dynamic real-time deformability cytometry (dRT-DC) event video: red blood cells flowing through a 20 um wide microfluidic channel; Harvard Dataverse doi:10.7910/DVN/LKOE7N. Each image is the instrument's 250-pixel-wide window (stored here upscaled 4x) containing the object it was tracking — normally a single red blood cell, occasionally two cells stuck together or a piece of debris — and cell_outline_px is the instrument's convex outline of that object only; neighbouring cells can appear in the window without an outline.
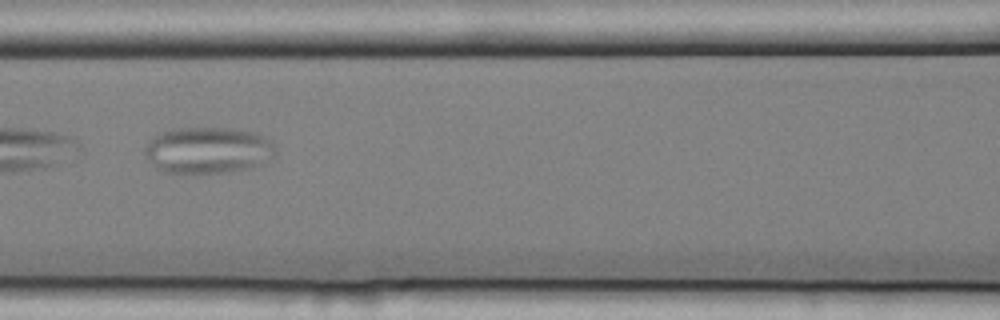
{"species": "common noctule bat (a hibernating species)", "species_latin": "Nyctalus noctula", "temperature_condition": "cold", "stored_images_in_passage": 9, "camera_frame_rate_fps": 3000, "um_per_image_px": 0.085, "animal": {"sex": "female", "body_mass_g": 25.1}, "frame": {"image": 1, "passage_image": 7, "time_ms": 2.0, "image_size_px": [1000, 320], "cell_outline_px": [[276, 152], [272, 156], [260, 164], [252, 168], [228, 172], [164, 172], [144, 152], [144, 148], [160, 132], [172, 128], [228, 128], [252, 132], [264, 136], [272, 140], [276, 148]], "centroid_in_image_um": [17.74, 12.75], "position_along_channel_um": 148.9, "area_um2": 34.8}}